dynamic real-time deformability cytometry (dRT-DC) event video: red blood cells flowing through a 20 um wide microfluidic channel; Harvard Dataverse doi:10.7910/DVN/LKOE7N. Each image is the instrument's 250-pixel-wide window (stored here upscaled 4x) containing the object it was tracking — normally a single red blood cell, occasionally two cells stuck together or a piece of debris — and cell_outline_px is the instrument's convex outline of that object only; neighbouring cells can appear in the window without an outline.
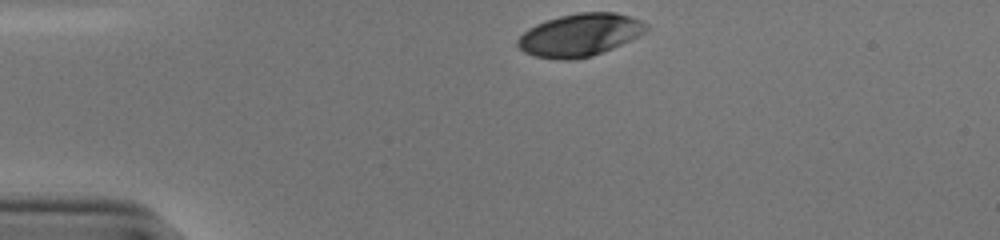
{"species": "human", "species_latin": "Homo sapiens", "temperature_condition": "cold", "stored_images_in_passage": 32, "camera_frame_rate_fps": 3000, "um_per_image_px": 0.085, "donor": {"sex": "male"}, "frame": {"image": 1, "passage_image": 1, "time_ms": 0.0, "image_size_px": [1000, 240], "cell_outline_px": [[648, 28], [640, 36], [612, 48], [592, 56], [576, 60], [556, 60], [532, 56], [524, 52], [516, 44], [516, 40], [528, 28], [536, 24], [560, 16], [580, 12], [616, 12], [640, 20], [648, 24]], "centroid_in_image_um": [49.27, 2.99], "position_along_channel_um": 35.7, "area_um2": 32.08}}
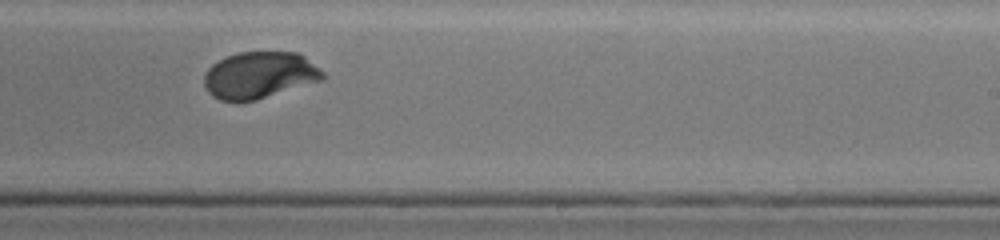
{"frame": {"image": 2, "passage_image": 23, "time_ms": 7.333, "image_size_px": [1000, 240], "cell_outline_px": [[324, 80], [256, 100], [220, 100], [212, 96], [208, 92], [204, 84], [204, 76], [208, 68], [212, 64], [236, 52], [296, 52], [304, 56], [324, 72]], "centroid_in_image_um": [22.07, 6.38], "position_along_channel_um": 266.9, "area_um2": 32.19}}
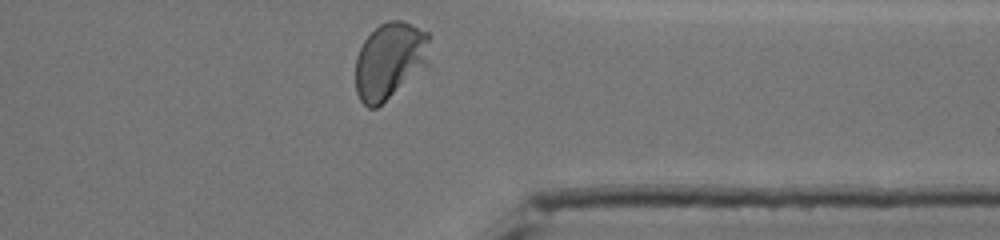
{"frame": {"image": 3, "passage_image": 32, "time_ms": 10.333, "image_size_px": [1000, 240], "cell_outline_px": [[428, 64], [376, 108], [368, 108], [360, 100], [356, 92], [356, 56], [364, 40], [380, 24], [388, 20], [400, 20], [428, 32]], "centroid_in_image_um": [33.1, 5.15], "position_along_channel_um": 378.3, "area_um2": 32.6}, "authors_computed_cell_mechanics": {"area_um2": 32.657, "velocity_mm_per_s": 3.8297, "shape_relaxation_time_tau1_ms": 2.7159, "shape_relaxation_time_tau2_ms": null, "deformation_change_tau1": 0.1489, "deformation_change_tau2": null}}